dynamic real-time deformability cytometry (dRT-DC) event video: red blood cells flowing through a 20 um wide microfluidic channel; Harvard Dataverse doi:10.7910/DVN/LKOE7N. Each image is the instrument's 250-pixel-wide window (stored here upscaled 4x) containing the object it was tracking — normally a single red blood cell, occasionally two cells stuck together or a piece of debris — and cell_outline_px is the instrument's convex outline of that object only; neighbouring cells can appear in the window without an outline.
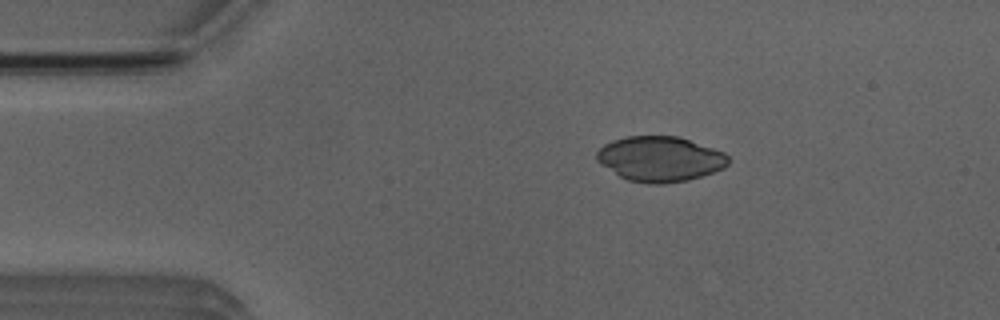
{"species": "Egyptian fruit bat (a non-hibernating species)", "species_latin": "Rousettus aegyptiacus", "temperature_condition": "room temperature", "stored_images_in_passage": 6, "camera_frame_rate_fps": 3000, "um_per_image_px": 0.085, "animal": {"sex": "male"}, "frame": {"image": 1, "passage_image": 3, "time_ms": 2.333, "image_size_px": [1000, 320], "cell_outline_px": [[728, 164], [724, 168], [688, 180], [664, 184], [648, 184], [628, 180], [620, 176], [600, 164], [596, 160], [596, 152], [604, 144], [612, 140], [628, 136], [680, 136], [724, 152], [728, 156]], "centroid_in_image_um": [56.09, 13.5], "position_along_channel_um": 28.9, "area_um2": 34.68}}